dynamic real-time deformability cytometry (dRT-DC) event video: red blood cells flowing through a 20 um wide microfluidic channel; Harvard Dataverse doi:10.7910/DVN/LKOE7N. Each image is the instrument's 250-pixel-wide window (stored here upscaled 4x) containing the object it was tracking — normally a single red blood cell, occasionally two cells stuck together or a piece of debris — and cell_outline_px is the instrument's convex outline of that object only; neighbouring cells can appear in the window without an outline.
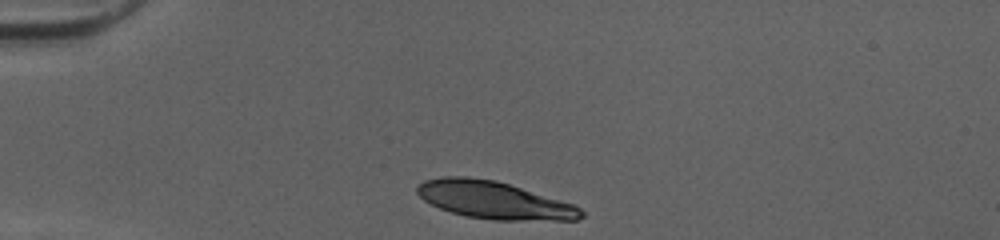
{"species": "human", "species_latin": "Homo sapiens", "temperature_condition": "cold", "stored_images_in_passage": 30, "camera_frame_rate_fps": 3000, "um_per_image_px": 0.085, "donor": {"sex": "female"}, "frame": {"image": 1, "passage_image": 1, "time_ms": 0.0, "image_size_px": [1000, 240], "cell_outline_px": [[584, 216], [576, 220], [492, 220], [468, 216], [452, 212], [440, 208], [424, 200], [416, 192], [416, 188], [424, 180], [444, 176], [468, 176], [496, 180], [572, 204], [580, 208], [584, 212]], "centroid_in_image_um": [41.97, 17.0], "position_along_channel_um": 43.0, "area_um2": 35.49}}
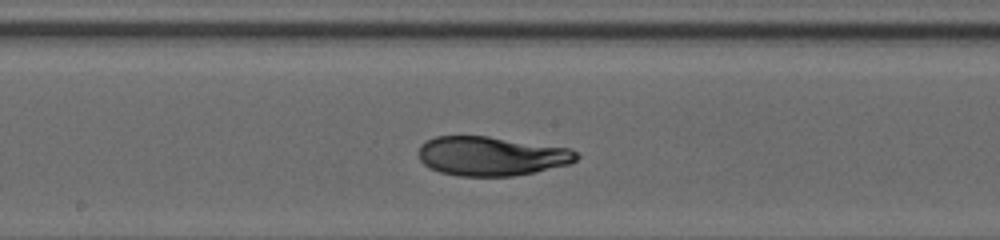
{"frame": {"image": 2, "passage_image": 16, "time_ms": 5.0, "image_size_px": [1000, 240], "cell_outline_px": [[580, 156], [576, 160], [568, 164], [532, 172], [512, 176], [460, 176], [440, 172], [428, 168], [420, 160], [416, 152], [420, 144], [436, 136], [488, 136], [568, 148], [576, 152]], "centroid_in_image_um": [41.7, 13.26], "position_along_channel_um": 206.5, "area_um2": 36.01}}
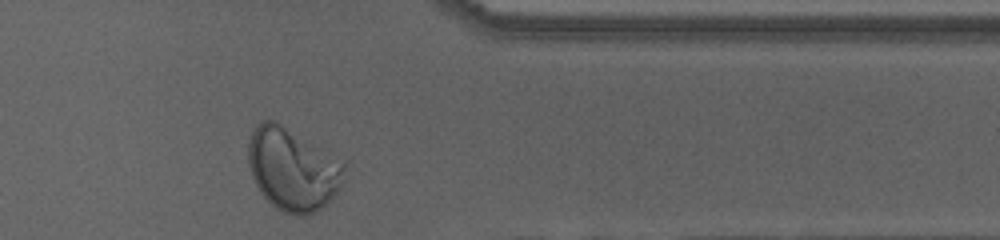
{"frame": {"image": 3, "passage_image": 30, "time_ms": 9.667, "image_size_px": [1000, 240], "cell_outline_px": [[344, 168], [340, 188], [316, 212], [304, 216], [300, 216], [284, 212], [276, 208], [260, 192], [252, 176], [248, 164], [248, 144], [252, 128], [260, 120], [272, 120], [280, 124], [344, 164]], "centroid_in_image_um": [24.79, 14.4], "position_along_channel_um": 386.6, "area_um2": 45.03}, "authors_computed_cell_mechanics": {"area_um2": 36.414, "velocity_mm_per_s": 4.0329, "shape_relaxation_time_tau1_ms": 7.1481, "shape_relaxation_time_tau2_ms": 1.0307, "deformation_change_tau1": 0.2291, "deformation_change_tau2": 0.0434}}